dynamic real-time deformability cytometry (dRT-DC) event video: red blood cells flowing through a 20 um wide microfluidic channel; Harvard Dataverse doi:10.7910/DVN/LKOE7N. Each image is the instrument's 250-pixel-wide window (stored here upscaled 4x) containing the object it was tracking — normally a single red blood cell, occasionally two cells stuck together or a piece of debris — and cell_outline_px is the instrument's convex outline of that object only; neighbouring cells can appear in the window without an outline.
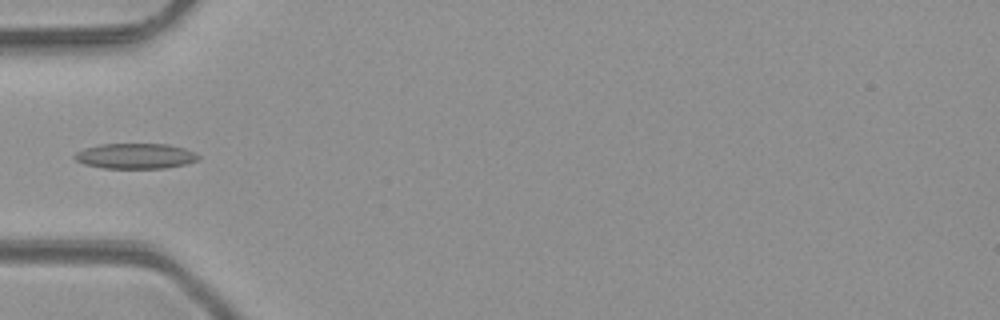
{"species": "common noctule bat (a hibernating species)", "species_latin": "Nyctalus noctula", "temperature_condition": "room temperature", "stored_images_in_passage": 5, "camera_frame_rate_fps": 3000, "um_per_image_px": 0.085, "animal": {"sex": "male", "body_mass_g": 23.1, "forearm_length_mm": 52.7}, "frame": {"image": 1, "passage_image": 4, "time_ms": 3.333, "image_size_px": [1000, 320], "cell_outline_px": [[200, 160], [184, 164], [164, 168], [104, 168], [84, 164], [76, 160], [72, 156], [76, 152], [84, 148], [100, 144], [168, 144], [184, 148], [196, 152], [200, 156]], "centroid_in_image_um": [11.52, 13.26], "position_along_channel_um": 73.5, "area_um2": 18.38}}
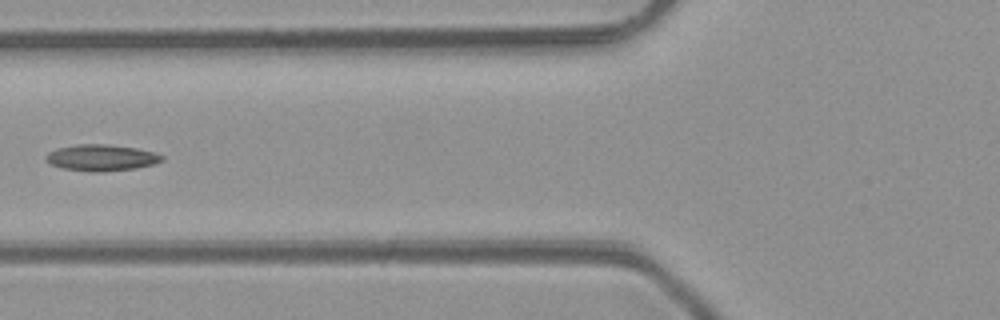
{"frame": {"image": 2, "passage_image": 5, "time_ms": 4.333, "image_size_px": [1000, 320], "cell_outline_px": [[164, 160], [152, 164], [136, 168], [104, 172], [92, 172], [60, 168], [44, 160], [44, 156], [48, 152], [56, 148], [80, 144], [104, 144], [136, 148], [152, 152], [164, 156]], "centroid_in_image_um": [8.57, 13.41], "position_along_channel_um": 117.2, "area_um2": 17.86}}